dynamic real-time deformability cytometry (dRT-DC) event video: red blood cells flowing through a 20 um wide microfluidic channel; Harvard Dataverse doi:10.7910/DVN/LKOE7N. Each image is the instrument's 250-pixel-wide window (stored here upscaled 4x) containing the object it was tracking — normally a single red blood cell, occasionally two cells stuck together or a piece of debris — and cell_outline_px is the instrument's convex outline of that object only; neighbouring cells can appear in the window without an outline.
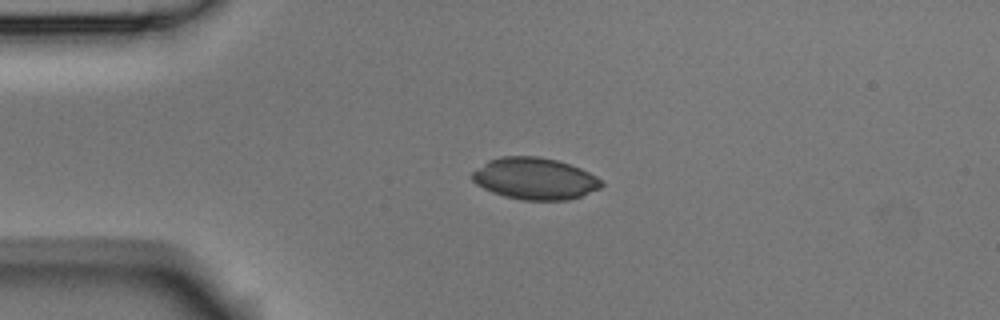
{"species": "Egyptian fruit bat (a non-hibernating species)", "species_latin": "Rousettus aegyptiacus", "temperature_condition": "room temperature", "stored_images_in_passage": 3, "camera_frame_rate_fps": 3000, "um_per_image_px": 0.085, "animal": {"sex": "male"}, "frame": {"image": 1, "passage_image": 1, "time_ms": 0.0, "image_size_px": [1000, 320], "cell_outline_px": [[604, 184], [600, 188], [580, 196], [568, 200], [520, 200], [504, 196], [492, 192], [476, 184], [472, 180], [472, 172], [488, 160], [500, 156], [536, 156], [556, 160], [580, 168], [596, 176]], "centroid_in_image_um": [45.44, 15.18], "position_along_channel_um": 39.6, "area_um2": 31.33}}
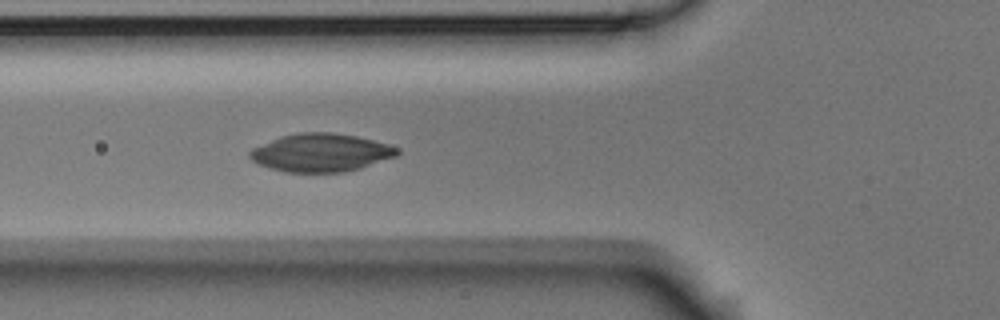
{"frame": {"image": 2, "passage_image": 3, "time_ms": 0.667, "image_size_px": [1000, 320], "cell_outline_px": [[400, 152], [396, 156], [360, 168], [344, 172], [284, 172], [268, 168], [252, 160], [248, 156], [248, 152], [252, 148], [280, 136], [300, 132], [332, 132], [356, 136], [388, 144], [396, 148]], "centroid_in_image_um": [27.24, 12.97], "position_along_channel_um": 98.6, "area_um2": 32.66}}